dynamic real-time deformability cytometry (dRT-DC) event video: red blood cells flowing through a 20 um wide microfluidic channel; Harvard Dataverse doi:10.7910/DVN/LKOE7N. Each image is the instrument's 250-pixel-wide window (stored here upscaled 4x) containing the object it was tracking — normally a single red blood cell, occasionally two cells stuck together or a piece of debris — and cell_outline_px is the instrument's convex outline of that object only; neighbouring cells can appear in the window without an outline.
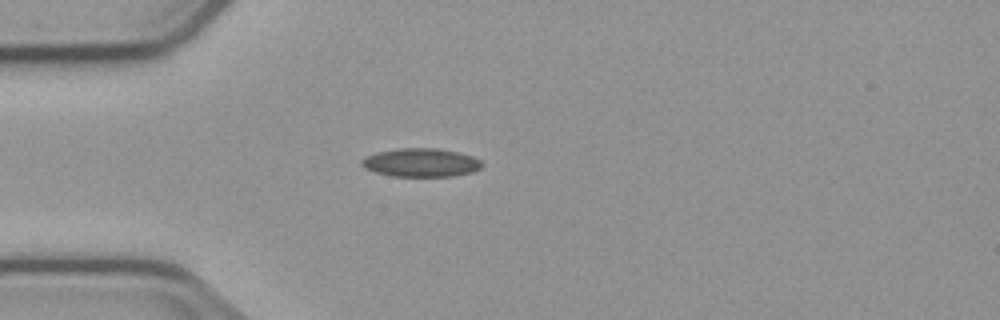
{"species": "common noctule bat (a hibernating species)", "species_latin": "Nyctalus noctula", "temperature_condition": "cold", "stored_images_in_passage": 5, "camera_frame_rate_fps": 3000, "um_per_image_px": 0.085, "animal": {"sex": "male", "body_mass_g": 23.1, "forearm_length_mm": 52.7}, "frame": {"image": 1, "passage_image": 5, "time_ms": 4.667, "image_size_px": [1000, 320], "cell_outline_px": [[484, 164], [480, 168], [472, 172], [452, 176], [392, 176], [376, 172], [364, 168], [360, 164], [360, 160], [364, 156], [376, 152], [400, 148], [436, 148], [460, 152], [472, 156], [480, 160]], "centroid_in_image_um": [35.76, 13.81], "position_along_channel_um": 49.2, "area_um2": 20.11}}